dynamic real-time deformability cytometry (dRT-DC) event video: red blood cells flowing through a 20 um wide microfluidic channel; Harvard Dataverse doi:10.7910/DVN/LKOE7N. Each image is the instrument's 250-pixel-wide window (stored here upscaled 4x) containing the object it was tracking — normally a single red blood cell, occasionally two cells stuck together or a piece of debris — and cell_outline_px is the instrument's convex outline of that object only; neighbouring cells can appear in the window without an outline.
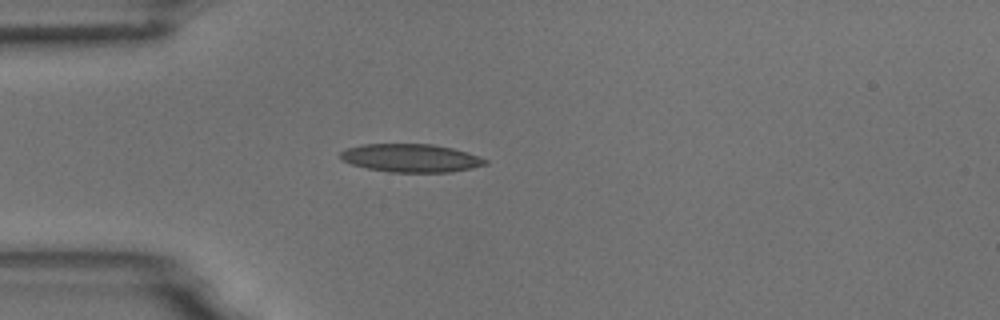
{"species": "common noctule bat (a hibernating species)", "species_latin": "Nyctalus noctula", "temperature_condition": "room temperature", "stored_images_in_passage": 2, "camera_frame_rate_fps": 3000, "um_per_image_px": 0.085, "animal": {"sex": "male", "body_mass_g": 18.8}, "frame": {"image": 1, "passage_image": 1, "time_ms": 0.0, "image_size_px": [1000, 320], "cell_outline_px": [[488, 164], [472, 168], [452, 172], [388, 172], [368, 168], [352, 164], [344, 160], [340, 156], [340, 152], [348, 148], [364, 144], [432, 144], [452, 148], [468, 152], [480, 156], [488, 160]], "centroid_in_image_um": [34.99, 13.43], "position_along_channel_um": 50.0, "area_um2": 23.76}}